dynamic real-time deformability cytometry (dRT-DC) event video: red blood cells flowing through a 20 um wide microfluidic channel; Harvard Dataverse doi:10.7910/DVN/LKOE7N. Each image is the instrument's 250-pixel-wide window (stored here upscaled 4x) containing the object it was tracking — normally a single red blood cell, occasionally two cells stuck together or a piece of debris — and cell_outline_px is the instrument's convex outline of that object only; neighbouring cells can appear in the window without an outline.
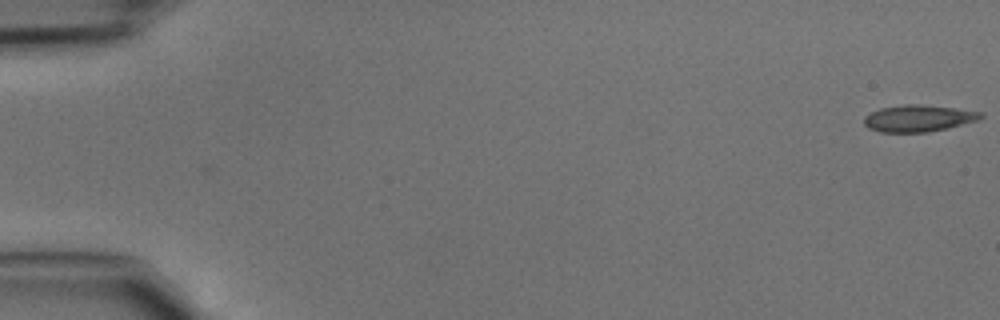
{"species": "common noctule bat (a hibernating species)", "species_latin": "Nyctalus noctula", "temperature_condition": "cold", "stored_images_in_passage": 46, "camera_frame_rate_fps": 3000, "um_per_image_px": 0.085, "animal": {"sex": "male", "body_mass_g": 15.6}, "frame": {"image": 1, "passage_image": 1, "time_ms": 0.0, "image_size_px": [1000, 320], "cell_outline_px": [[984, 116], [976, 120], [928, 132], [880, 132], [868, 128], [864, 124], [864, 116], [880, 108], [904, 104], [920, 104], [984, 112]], "centroid_in_image_um": [78.01, 10.05], "position_along_channel_um": 7.0, "area_um2": 17.92}}
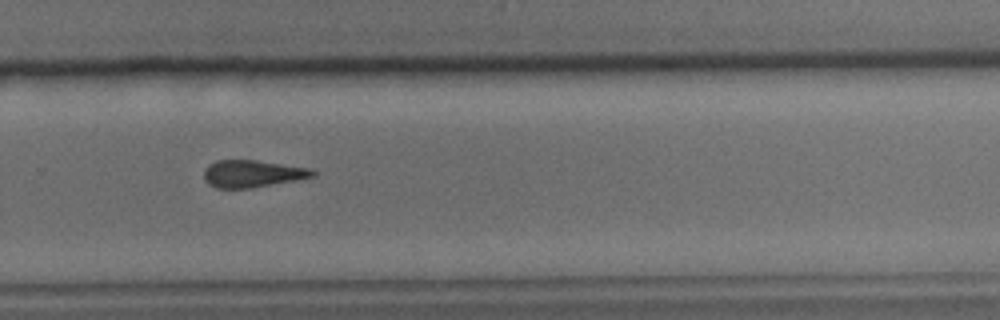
{"frame": {"image": 2, "passage_image": 32, "time_ms": 10.333, "image_size_px": [1000, 320], "cell_outline_px": [[316, 176], [296, 180], [252, 188], [216, 188], [208, 184], [204, 180], [204, 168], [208, 164], [216, 160], [256, 160], [312, 168], [316, 172]], "centroid_in_image_um": [21.45, 14.76], "position_along_channel_um": 308.4, "area_um2": 17.46}}
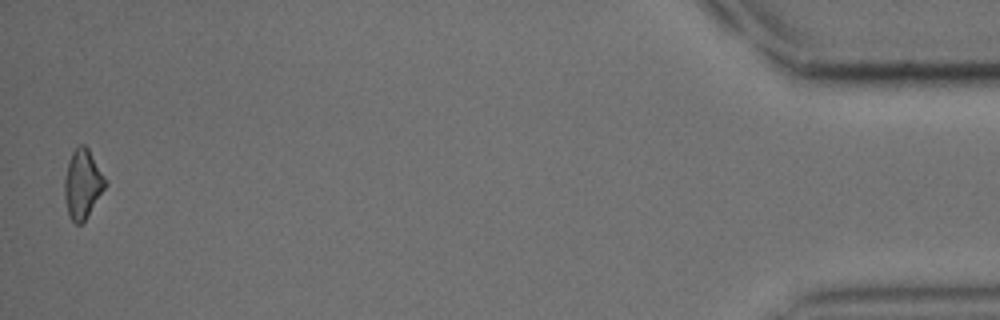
{"frame": {"image": 3, "passage_image": 46, "time_ms": 15.0, "image_size_px": [1000, 320], "cell_outline_px": [[108, 184], [84, 220], [80, 224], [76, 224], [68, 216], [64, 196], [64, 180], [68, 160], [72, 152], [80, 144], [84, 144], [88, 148], [108, 180]], "centroid_in_image_um": [7.03, 15.62], "position_along_channel_um": 428.2, "area_um2": 16.53}}